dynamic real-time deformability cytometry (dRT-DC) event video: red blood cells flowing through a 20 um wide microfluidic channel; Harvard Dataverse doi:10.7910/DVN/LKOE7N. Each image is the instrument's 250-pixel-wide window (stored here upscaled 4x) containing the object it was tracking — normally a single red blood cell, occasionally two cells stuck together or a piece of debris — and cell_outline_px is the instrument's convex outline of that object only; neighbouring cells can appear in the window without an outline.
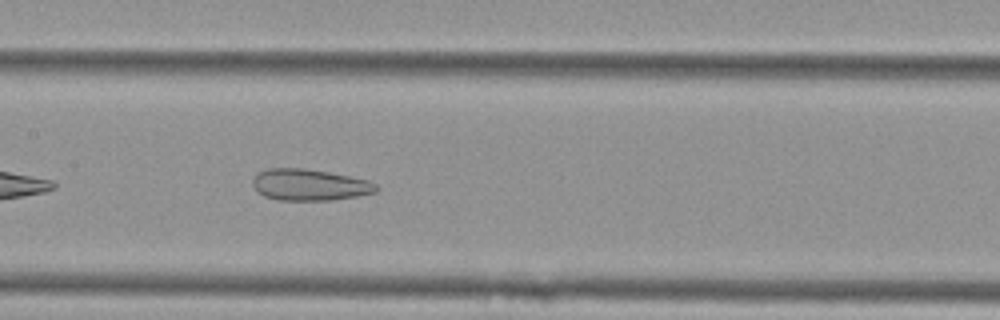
{"species": "Egyptian fruit bat (a non-hibernating species)", "species_latin": "Rousettus aegyptiacus", "temperature_condition": "cold", "stored_images_in_passage": 37, "camera_frame_rate_fps": 3000, "um_per_image_px": 0.085, "animal": {"sex": "female"}, "frame": {"image": 1, "passage_image": 11, "time_ms": 3.333, "image_size_px": [1000, 320], "cell_outline_px": [[380, 188], [376, 192], [360, 196], [328, 200], [280, 200], [264, 196], [256, 192], [252, 184], [252, 180], [260, 172], [268, 168], [304, 168], [328, 172], [368, 180], [376, 184]], "centroid_in_image_um": [26.32, 15.71], "position_along_channel_um": 181.1, "area_um2": 22.66}, "authors_computed_cell_mechanics": {"area_um2": 24.2182, "velocity_mm_per_s": 3.7853, "shape_relaxation_time_tau1_ms": null, "shape_relaxation_time_tau2_ms": 2.2841, "deformation_change_tau1": null, "deformation_change_tau2": 0.1157}}